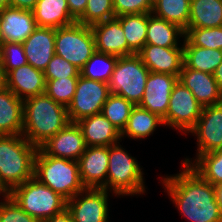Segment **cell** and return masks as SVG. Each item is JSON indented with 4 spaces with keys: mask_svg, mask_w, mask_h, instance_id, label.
<instances>
[{
    "mask_svg": "<svg viewBox=\"0 0 222 222\" xmlns=\"http://www.w3.org/2000/svg\"><path fill=\"white\" fill-rule=\"evenodd\" d=\"M179 174L161 180L171 201L190 222H222L215 186L189 165L182 163Z\"/></svg>",
    "mask_w": 222,
    "mask_h": 222,
    "instance_id": "obj_1",
    "label": "cell"
},
{
    "mask_svg": "<svg viewBox=\"0 0 222 222\" xmlns=\"http://www.w3.org/2000/svg\"><path fill=\"white\" fill-rule=\"evenodd\" d=\"M69 123L67 108L46 93L23 101L22 135L38 148Z\"/></svg>",
    "mask_w": 222,
    "mask_h": 222,
    "instance_id": "obj_2",
    "label": "cell"
},
{
    "mask_svg": "<svg viewBox=\"0 0 222 222\" xmlns=\"http://www.w3.org/2000/svg\"><path fill=\"white\" fill-rule=\"evenodd\" d=\"M38 149L22 134L0 135V185L8 193L34 177Z\"/></svg>",
    "mask_w": 222,
    "mask_h": 222,
    "instance_id": "obj_3",
    "label": "cell"
},
{
    "mask_svg": "<svg viewBox=\"0 0 222 222\" xmlns=\"http://www.w3.org/2000/svg\"><path fill=\"white\" fill-rule=\"evenodd\" d=\"M34 177L66 200L86 189L78 161L48 156L40 148L35 157Z\"/></svg>",
    "mask_w": 222,
    "mask_h": 222,
    "instance_id": "obj_4",
    "label": "cell"
},
{
    "mask_svg": "<svg viewBox=\"0 0 222 222\" xmlns=\"http://www.w3.org/2000/svg\"><path fill=\"white\" fill-rule=\"evenodd\" d=\"M142 168L135 157L121 147L120 142L109 146L106 190L115 195H141L145 192Z\"/></svg>",
    "mask_w": 222,
    "mask_h": 222,
    "instance_id": "obj_5",
    "label": "cell"
},
{
    "mask_svg": "<svg viewBox=\"0 0 222 222\" xmlns=\"http://www.w3.org/2000/svg\"><path fill=\"white\" fill-rule=\"evenodd\" d=\"M8 195L30 216L40 222L62 212L67 200L35 177L13 188Z\"/></svg>",
    "mask_w": 222,
    "mask_h": 222,
    "instance_id": "obj_6",
    "label": "cell"
},
{
    "mask_svg": "<svg viewBox=\"0 0 222 222\" xmlns=\"http://www.w3.org/2000/svg\"><path fill=\"white\" fill-rule=\"evenodd\" d=\"M149 73L150 70L137 54L118 57L108 82L110 94L124 97L134 105H139Z\"/></svg>",
    "mask_w": 222,
    "mask_h": 222,
    "instance_id": "obj_7",
    "label": "cell"
},
{
    "mask_svg": "<svg viewBox=\"0 0 222 222\" xmlns=\"http://www.w3.org/2000/svg\"><path fill=\"white\" fill-rule=\"evenodd\" d=\"M96 51L90 26L75 22L55 29V54L81 70Z\"/></svg>",
    "mask_w": 222,
    "mask_h": 222,
    "instance_id": "obj_8",
    "label": "cell"
},
{
    "mask_svg": "<svg viewBox=\"0 0 222 222\" xmlns=\"http://www.w3.org/2000/svg\"><path fill=\"white\" fill-rule=\"evenodd\" d=\"M110 95L107 83L78 77L74 97L67 107L71 123L102 112L104 103Z\"/></svg>",
    "mask_w": 222,
    "mask_h": 222,
    "instance_id": "obj_9",
    "label": "cell"
},
{
    "mask_svg": "<svg viewBox=\"0 0 222 222\" xmlns=\"http://www.w3.org/2000/svg\"><path fill=\"white\" fill-rule=\"evenodd\" d=\"M202 108L190 89L177 81L170 95L166 116L163 118L164 125L186 134L196 125Z\"/></svg>",
    "mask_w": 222,
    "mask_h": 222,
    "instance_id": "obj_10",
    "label": "cell"
},
{
    "mask_svg": "<svg viewBox=\"0 0 222 222\" xmlns=\"http://www.w3.org/2000/svg\"><path fill=\"white\" fill-rule=\"evenodd\" d=\"M108 191L86 188L67 200L66 208L74 222H109Z\"/></svg>",
    "mask_w": 222,
    "mask_h": 222,
    "instance_id": "obj_11",
    "label": "cell"
},
{
    "mask_svg": "<svg viewBox=\"0 0 222 222\" xmlns=\"http://www.w3.org/2000/svg\"><path fill=\"white\" fill-rule=\"evenodd\" d=\"M188 133L197 136L196 157L222 149V103L203 107L196 125Z\"/></svg>",
    "mask_w": 222,
    "mask_h": 222,
    "instance_id": "obj_12",
    "label": "cell"
},
{
    "mask_svg": "<svg viewBox=\"0 0 222 222\" xmlns=\"http://www.w3.org/2000/svg\"><path fill=\"white\" fill-rule=\"evenodd\" d=\"M86 144L77 123H69L39 148L48 156L78 161Z\"/></svg>",
    "mask_w": 222,
    "mask_h": 222,
    "instance_id": "obj_13",
    "label": "cell"
},
{
    "mask_svg": "<svg viewBox=\"0 0 222 222\" xmlns=\"http://www.w3.org/2000/svg\"><path fill=\"white\" fill-rule=\"evenodd\" d=\"M109 146H88L78 159L79 172L85 188L105 189Z\"/></svg>",
    "mask_w": 222,
    "mask_h": 222,
    "instance_id": "obj_14",
    "label": "cell"
},
{
    "mask_svg": "<svg viewBox=\"0 0 222 222\" xmlns=\"http://www.w3.org/2000/svg\"><path fill=\"white\" fill-rule=\"evenodd\" d=\"M177 81V76L150 71L144 96L139 106L159 115L163 119L169 107L172 89Z\"/></svg>",
    "mask_w": 222,
    "mask_h": 222,
    "instance_id": "obj_15",
    "label": "cell"
},
{
    "mask_svg": "<svg viewBox=\"0 0 222 222\" xmlns=\"http://www.w3.org/2000/svg\"><path fill=\"white\" fill-rule=\"evenodd\" d=\"M37 27L31 10L6 7L0 11V44L23 43Z\"/></svg>",
    "mask_w": 222,
    "mask_h": 222,
    "instance_id": "obj_16",
    "label": "cell"
},
{
    "mask_svg": "<svg viewBox=\"0 0 222 222\" xmlns=\"http://www.w3.org/2000/svg\"><path fill=\"white\" fill-rule=\"evenodd\" d=\"M137 55L151 72L171 74L178 78L184 65L183 47L145 44Z\"/></svg>",
    "mask_w": 222,
    "mask_h": 222,
    "instance_id": "obj_17",
    "label": "cell"
},
{
    "mask_svg": "<svg viewBox=\"0 0 222 222\" xmlns=\"http://www.w3.org/2000/svg\"><path fill=\"white\" fill-rule=\"evenodd\" d=\"M4 85L24 101L45 93L46 79L43 71L27 63L11 70L4 77Z\"/></svg>",
    "mask_w": 222,
    "mask_h": 222,
    "instance_id": "obj_18",
    "label": "cell"
},
{
    "mask_svg": "<svg viewBox=\"0 0 222 222\" xmlns=\"http://www.w3.org/2000/svg\"><path fill=\"white\" fill-rule=\"evenodd\" d=\"M178 81L190 89L202 107L222 103V92L213 74L183 67Z\"/></svg>",
    "mask_w": 222,
    "mask_h": 222,
    "instance_id": "obj_19",
    "label": "cell"
},
{
    "mask_svg": "<svg viewBox=\"0 0 222 222\" xmlns=\"http://www.w3.org/2000/svg\"><path fill=\"white\" fill-rule=\"evenodd\" d=\"M22 45L27 62L44 71L55 55V28L38 26Z\"/></svg>",
    "mask_w": 222,
    "mask_h": 222,
    "instance_id": "obj_20",
    "label": "cell"
},
{
    "mask_svg": "<svg viewBox=\"0 0 222 222\" xmlns=\"http://www.w3.org/2000/svg\"><path fill=\"white\" fill-rule=\"evenodd\" d=\"M91 29L94 34L97 52L117 57L128 56V43L117 17L94 24Z\"/></svg>",
    "mask_w": 222,
    "mask_h": 222,
    "instance_id": "obj_21",
    "label": "cell"
},
{
    "mask_svg": "<svg viewBox=\"0 0 222 222\" xmlns=\"http://www.w3.org/2000/svg\"><path fill=\"white\" fill-rule=\"evenodd\" d=\"M86 146H110L121 140V132L102 114L85 117L78 122Z\"/></svg>",
    "mask_w": 222,
    "mask_h": 222,
    "instance_id": "obj_22",
    "label": "cell"
},
{
    "mask_svg": "<svg viewBox=\"0 0 222 222\" xmlns=\"http://www.w3.org/2000/svg\"><path fill=\"white\" fill-rule=\"evenodd\" d=\"M23 130V100L5 85L0 88V135H20Z\"/></svg>",
    "mask_w": 222,
    "mask_h": 222,
    "instance_id": "obj_23",
    "label": "cell"
},
{
    "mask_svg": "<svg viewBox=\"0 0 222 222\" xmlns=\"http://www.w3.org/2000/svg\"><path fill=\"white\" fill-rule=\"evenodd\" d=\"M32 12L39 27L57 29L77 22L69 12L67 0H38Z\"/></svg>",
    "mask_w": 222,
    "mask_h": 222,
    "instance_id": "obj_24",
    "label": "cell"
},
{
    "mask_svg": "<svg viewBox=\"0 0 222 222\" xmlns=\"http://www.w3.org/2000/svg\"><path fill=\"white\" fill-rule=\"evenodd\" d=\"M185 38V31L179 26L169 23L152 13H148V26L146 32V43L161 47H183L179 46V38Z\"/></svg>",
    "mask_w": 222,
    "mask_h": 222,
    "instance_id": "obj_25",
    "label": "cell"
},
{
    "mask_svg": "<svg viewBox=\"0 0 222 222\" xmlns=\"http://www.w3.org/2000/svg\"><path fill=\"white\" fill-rule=\"evenodd\" d=\"M183 60V67L213 74L222 63V50L194 46L184 38Z\"/></svg>",
    "mask_w": 222,
    "mask_h": 222,
    "instance_id": "obj_26",
    "label": "cell"
},
{
    "mask_svg": "<svg viewBox=\"0 0 222 222\" xmlns=\"http://www.w3.org/2000/svg\"><path fill=\"white\" fill-rule=\"evenodd\" d=\"M158 125H164L163 119L147 109L135 105L131 111L126 127L121 132L122 138L143 139L156 130Z\"/></svg>",
    "mask_w": 222,
    "mask_h": 222,
    "instance_id": "obj_27",
    "label": "cell"
},
{
    "mask_svg": "<svg viewBox=\"0 0 222 222\" xmlns=\"http://www.w3.org/2000/svg\"><path fill=\"white\" fill-rule=\"evenodd\" d=\"M222 26V0H191L188 28Z\"/></svg>",
    "mask_w": 222,
    "mask_h": 222,
    "instance_id": "obj_28",
    "label": "cell"
},
{
    "mask_svg": "<svg viewBox=\"0 0 222 222\" xmlns=\"http://www.w3.org/2000/svg\"><path fill=\"white\" fill-rule=\"evenodd\" d=\"M128 43V56L137 54L146 43L148 13L117 16Z\"/></svg>",
    "mask_w": 222,
    "mask_h": 222,
    "instance_id": "obj_29",
    "label": "cell"
},
{
    "mask_svg": "<svg viewBox=\"0 0 222 222\" xmlns=\"http://www.w3.org/2000/svg\"><path fill=\"white\" fill-rule=\"evenodd\" d=\"M191 0H153L152 14L186 31Z\"/></svg>",
    "mask_w": 222,
    "mask_h": 222,
    "instance_id": "obj_30",
    "label": "cell"
},
{
    "mask_svg": "<svg viewBox=\"0 0 222 222\" xmlns=\"http://www.w3.org/2000/svg\"><path fill=\"white\" fill-rule=\"evenodd\" d=\"M183 164L189 165L213 186L222 184V149L199 155L193 162L186 158Z\"/></svg>",
    "mask_w": 222,
    "mask_h": 222,
    "instance_id": "obj_31",
    "label": "cell"
},
{
    "mask_svg": "<svg viewBox=\"0 0 222 222\" xmlns=\"http://www.w3.org/2000/svg\"><path fill=\"white\" fill-rule=\"evenodd\" d=\"M118 57L95 51L80 70V75L90 80L107 83L110 81Z\"/></svg>",
    "mask_w": 222,
    "mask_h": 222,
    "instance_id": "obj_32",
    "label": "cell"
},
{
    "mask_svg": "<svg viewBox=\"0 0 222 222\" xmlns=\"http://www.w3.org/2000/svg\"><path fill=\"white\" fill-rule=\"evenodd\" d=\"M135 105L124 97L110 94L103 105L102 114L120 131L126 127Z\"/></svg>",
    "mask_w": 222,
    "mask_h": 222,
    "instance_id": "obj_33",
    "label": "cell"
},
{
    "mask_svg": "<svg viewBox=\"0 0 222 222\" xmlns=\"http://www.w3.org/2000/svg\"><path fill=\"white\" fill-rule=\"evenodd\" d=\"M77 82L78 77L46 80L45 93L67 108L74 97Z\"/></svg>",
    "mask_w": 222,
    "mask_h": 222,
    "instance_id": "obj_34",
    "label": "cell"
},
{
    "mask_svg": "<svg viewBox=\"0 0 222 222\" xmlns=\"http://www.w3.org/2000/svg\"><path fill=\"white\" fill-rule=\"evenodd\" d=\"M114 17L116 16L113 8V0H87L84 14L77 22L91 27L94 24Z\"/></svg>",
    "mask_w": 222,
    "mask_h": 222,
    "instance_id": "obj_35",
    "label": "cell"
},
{
    "mask_svg": "<svg viewBox=\"0 0 222 222\" xmlns=\"http://www.w3.org/2000/svg\"><path fill=\"white\" fill-rule=\"evenodd\" d=\"M185 38L194 46L222 50V26L187 28Z\"/></svg>",
    "mask_w": 222,
    "mask_h": 222,
    "instance_id": "obj_36",
    "label": "cell"
},
{
    "mask_svg": "<svg viewBox=\"0 0 222 222\" xmlns=\"http://www.w3.org/2000/svg\"><path fill=\"white\" fill-rule=\"evenodd\" d=\"M0 63L5 77L11 70L27 64L22 43L7 42L0 44Z\"/></svg>",
    "mask_w": 222,
    "mask_h": 222,
    "instance_id": "obj_37",
    "label": "cell"
},
{
    "mask_svg": "<svg viewBox=\"0 0 222 222\" xmlns=\"http://www.w3.org/2000/svg\"><path fill=\"white\" fill-rule=\"evenodd\" d=\"M43 72L46 80L80 76V70L77 67L56 54Z\"/></svg>",
    "mask_w": 222,
    "mask_h": 222,
    "instance_id": "obj_38",
    "label": "cell"
},
{
    "mask_svg": "<svg viewBox=\"0 0 222 222\" xmlns=\"http://www.w3.org/2000/svg\"><path fill=\"white\" fill-rule=\"evenodd\" d=\"M0 222H40L26 213L9 195L0 202Z\"/></svg>",
    "mask_w": 222,
    "mask_h": 222,
    "instance_id": "obj_39",
    "label": "cell"
},
{
    "mask_svg": "<svg viewBox=\"0 0 222 222\" xmlns=\"http://www.w3.org/2000/svg\"><path fill=\"white\" fill-rule=\"evenodd\" d=\"M115 16L151 13L153 0H113Z\"/></svg>",
    "mask_w": 222,
    "mask_h": 222,
    "instance_id": "obj_40",
    "label": "cell"
},
{
    "mask_svg": "<svg viewBox=\"0 0 222 222\" xmlns=\"http://www.w3.org/2000/svg\"><path fill=\"white\" fill-rule=\"evenodd\" d=\"M69 12L77 21L83 14L87 5V0H67Z\"/></svg>",
    "mask_w": 222,
    "mask_h": 222,
    "instance_id": "obj_41",
    "label": "cell"
},
{
    "mask_svg": "<svg viewBox=\"0 0 222 222\" xmlns=\"http://www.w3.org/2000/svg\"><path fill=\"white\" fill-rule=\"evenodd\" d=\"M38 0H10V7L24 10H33Z\"/></svg>",
    "mask_w": 222,
    "mask_h": 222,
    "instance_id": "obj_42",
    "label": "cell"
},
{
    "mask_svg": "<svg viewBox=\"0 0 222 222\" xmlns=\"http://www.w3.org/2000/svg\"><path fill=\"white\" fill-rule=\"evenodd\" d=\"M43 222H74L67 208L62 212L44 220Z\"/></svg>",
    "mask_w": 222,
    "mask_h": 222,
    "instance_id": "obj_43",
    "label": "cell"
},
{
    "mask_svg": "<svg viewBox=\"0 0 222 222\" xmlns=\"http://www.w3.org/2000/svg\"><path fill=\"white\" fill-rule=\"evenodd\" d=\"M213 75H214V79L216 80V82L222 92V63L216 68Z\"/></svg>",
    "mask_w": 222,
    "mask_h": 222,
    "instance_id": "obj_44",
    "label": "cell"
},
{
    "mask_svg": "<svg viewBox=\"0 0 222 222\" xmlns=\"http://www.w3.org/2000/svg\"><path fill=\"white\" fill-rule=\"evenodd\" d=\"M215 192H216V199H217L218 205L222 212V184L215 186Z\"/></svg>",
    "mask_w": 222,
    "mask_h": 222,
    "instance_id": "obj_45",
    "label": "cell"
},
{
    "mask_svg": "<svg viewBox=\"0 0 222 222\" xmlns=\"http://www.w3.org/2000/svg\"><path fill=\"white\" fill-rule=\"evenodd\" d=\"M10 0H0V11L4 8L9 7Z\"/></svg>",
    "mask_w": 222,
    "mask_h": 222,
    "instance_id": "obj_46",
    "label": "cell"
},
{
    "mask_svg": "<svg viewBox=\"0 0 222 222\" xmlns=\"http://www.w3.org/2000/svg\"><path fill=\"white\" fill-rule=\"evenodd\" d=\"M4 86V76L2 73V67H1V63H0V88Z\"/></svg>",
    "mask_w": 222,
    "mask_h": 222,
    "instance_id": "obj_47",
    "label": "cell"
},
{
    "mask_svg": "<svg viewBox=\"0 0 222 222\" xmlns=\"http://www.w3.org/2000/svg\"><path fill=\"white\" fill-rule=\"evenodd\" d=\"M0 195L7 196L8 192L0 185Z\"/></svg>",
    "mask_w": 222,
    "mask_h": 222,
    "instance_id": "obj_48",
    "label": "cell"
}]
</instances>
